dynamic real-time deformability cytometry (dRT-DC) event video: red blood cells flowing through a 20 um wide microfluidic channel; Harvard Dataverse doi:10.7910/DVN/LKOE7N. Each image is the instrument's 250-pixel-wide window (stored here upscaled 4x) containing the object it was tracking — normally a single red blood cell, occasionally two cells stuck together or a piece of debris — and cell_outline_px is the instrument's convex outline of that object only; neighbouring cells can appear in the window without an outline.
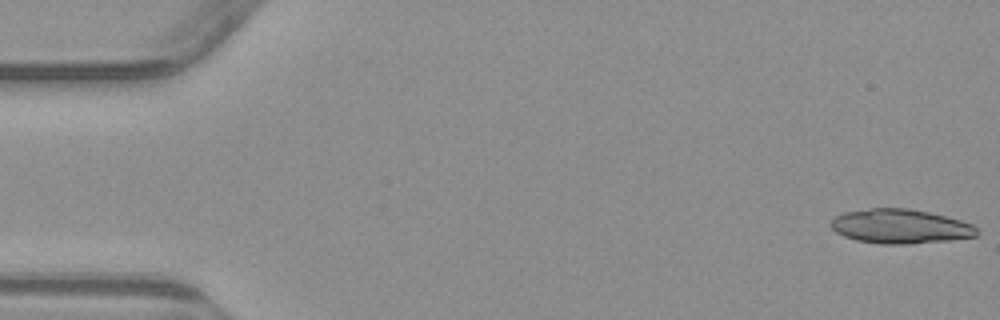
{"species": "common noctule bat (a hibernating species)", "species_latin": "Nyctalus noctula", "temperature_condition": "warm", "stored_images_in_passage": 4, "camera_frame_rate_fps": 3000, "um_per_image_px": 0.085, "animal": {"sex": "male", "body_mass_g": 23.1, "forearm_length_mm": 52.7}, "frame": {"image": 1, "passage_image": 1, "time_ms": 0.0, "image_size_px": [1000, 320], "cell_outline_px": [[980, 232], [976, 236], [948, 240], [908, 244], [880, 244], [856, 240], [844, 236], [836, 232], [832, 228], [832, 220], [836, 216], [844, 212], [872, 208], [908, 208], [928, 212], [960, 220], [972, 224]], "centroid_in_image_um": [76.53, 19.24], "position_along_channel_um": 8.5, "area_um2": 29.02}}